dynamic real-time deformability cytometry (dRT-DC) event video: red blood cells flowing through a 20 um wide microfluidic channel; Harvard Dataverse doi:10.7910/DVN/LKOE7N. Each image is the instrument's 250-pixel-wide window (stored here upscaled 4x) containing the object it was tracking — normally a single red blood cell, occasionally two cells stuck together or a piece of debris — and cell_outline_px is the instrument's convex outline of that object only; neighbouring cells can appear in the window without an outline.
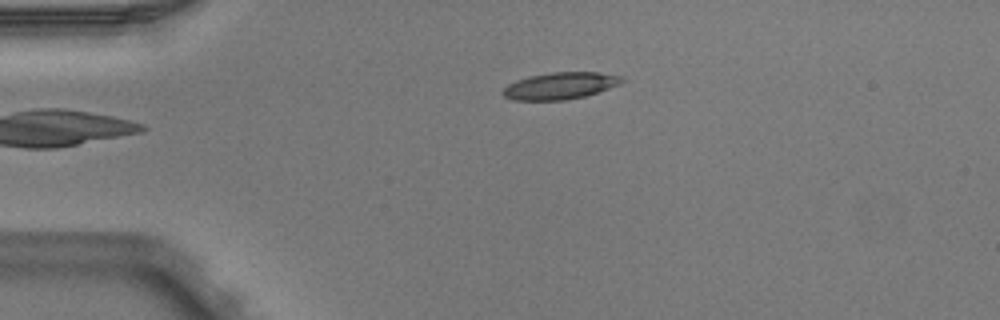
{"species": "Egyptian fruit bat (a non-hibernating species)", "species_latin": "Rousettus aegyptiacus", "temperature_condition": "warm", "stored_images_in_passage": 2, "camera_frame_rate_fps": 3000, "um_per_image_px": 0.085, "animal": {"sex": "male"}, "frame": {"image": 1, "passage_image": 2, "time_ms": 0.333, "image_size_px": [1000, 320], "cell_outline_px": [[624, 80], [620, 84], [584, 96], [564, 100], [512, 100], [504, 96], [500, 92], [508, 84], [516, 80], [528, 76], [552, 72], [600, 72], [620, 76]], "centroid_in_image_um": [47.57, 7.29], "position_along_channel_um": 37.4, "area_um2": 18.55}}